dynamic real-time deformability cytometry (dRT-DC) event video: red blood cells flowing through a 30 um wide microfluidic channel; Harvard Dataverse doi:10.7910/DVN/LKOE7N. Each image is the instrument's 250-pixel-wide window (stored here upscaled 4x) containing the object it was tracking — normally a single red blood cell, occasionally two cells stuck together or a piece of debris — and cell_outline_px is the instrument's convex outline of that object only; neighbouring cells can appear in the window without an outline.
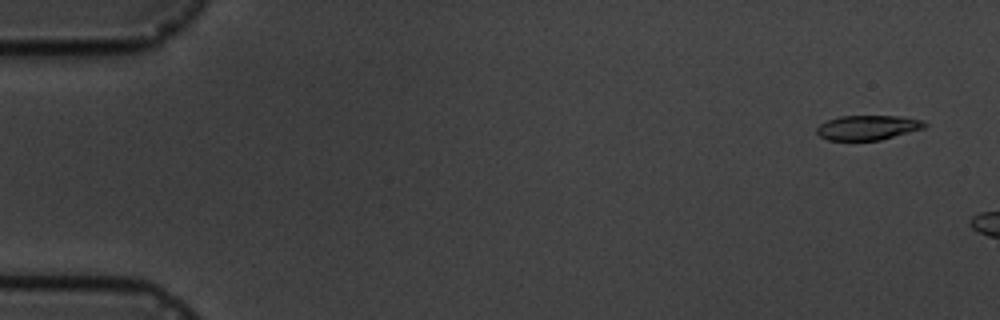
{"species": "common noctule bat (a hibernating species)", "species_latin": "Nyctalus noctula", "temperature_condition": "cold", "stored_images_in_passage": 6, "camera_frame_rate_fps": 3000, "um_per_image_px": 0.085, "animal": {"sex": "male", "body_mass_g": 19.5, "forearm_length_mm": 54.6}, "frame": {"image": 1, "passage_image": 1, "time_ms": 0.0, "image_size_px": [1000, 320], "cell_outline_px": [[928, 124], [924, 128], [880, 140], [828, 140], [820, 136], [816, 132], [816, 128], [820, 124], [828, 120], [840, 116], [900, 116], [924, 120]], "centroid_in_image_um": [73.77, 10.84], "position_along_channel_um": 11.2, "area_um2": 15.49}}